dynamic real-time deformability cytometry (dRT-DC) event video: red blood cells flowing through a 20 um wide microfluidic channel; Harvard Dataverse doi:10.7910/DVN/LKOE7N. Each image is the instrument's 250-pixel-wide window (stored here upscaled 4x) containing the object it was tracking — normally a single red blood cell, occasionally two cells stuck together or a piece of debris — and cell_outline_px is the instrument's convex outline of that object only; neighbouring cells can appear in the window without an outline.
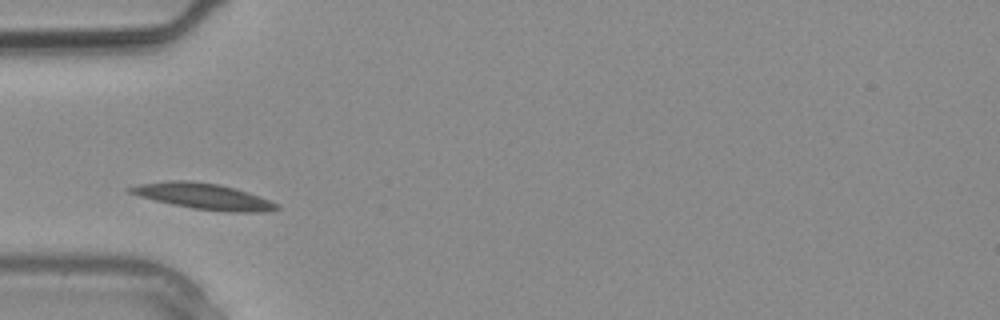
{"species": "common noctule bat (a hibernating species)", "species_latin": "Nyctalus noctula", "temperature_condition": "warm", "stored_images_in_passage": 3, "camera_frame_rate_fps": 3000, "um_per_image_px": 0.085, "animal": {"sex": "male", "body_mass_g": 20.4}, "frame": {"image": 1, "passage_image": 3, "time_ms": 0.667, "image_size_px": [1000, 320], "cell_outline_px": [[280, 208], [272, 212], [228, 212], [192, 208], [172, 204], [140, 196], [128, 192], [124, 188], [140, 184], [168, 180], [192, 180], [220, 184], [236, 188], [248, 192], [280, 204]], "centroid_in_image_um": [17.34, 16.68], "position_along_channel_um": 67.7, "area_um2": 22.37}}